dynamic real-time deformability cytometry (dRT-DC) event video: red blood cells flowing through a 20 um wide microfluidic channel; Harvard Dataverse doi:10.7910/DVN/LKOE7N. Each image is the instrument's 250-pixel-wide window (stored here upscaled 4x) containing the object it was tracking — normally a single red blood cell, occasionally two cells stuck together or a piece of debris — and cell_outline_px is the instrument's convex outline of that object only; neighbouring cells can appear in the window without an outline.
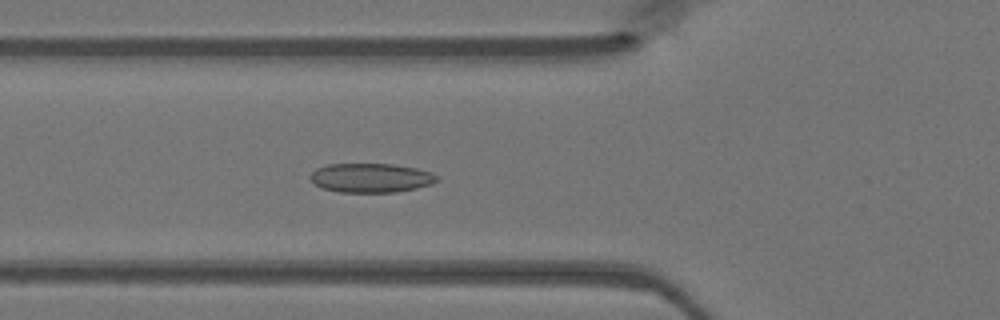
{"species": "Egyptian fruit bat (a non-hibernating species)", "species_latin": "Rousettus aegyptiacus", "temperature_condition": "warm", "stored_images_in_passage": 47, "camera_frame_rate_fps": 3000, "um_per_image_px": 0.085, "animal": {"sex": "female"}, "frame": {"image": 1, "passage_image": 16, "time_ms": 5.0, "image_size_px": [1000, 320], "cell_outline_px": [[440, 180], [432, 184], [416, 188], [396, 192], [340, 192], [324, 188], [316, 184], [308, 176], [316, 168], [328, 164], [392, 164], [416, 168], [432, 172], [440, 176]], "centroid_in_image_um": [31.58, 15.11], "position_along_channel_um": 94.2, "area_um2": 21.62}}
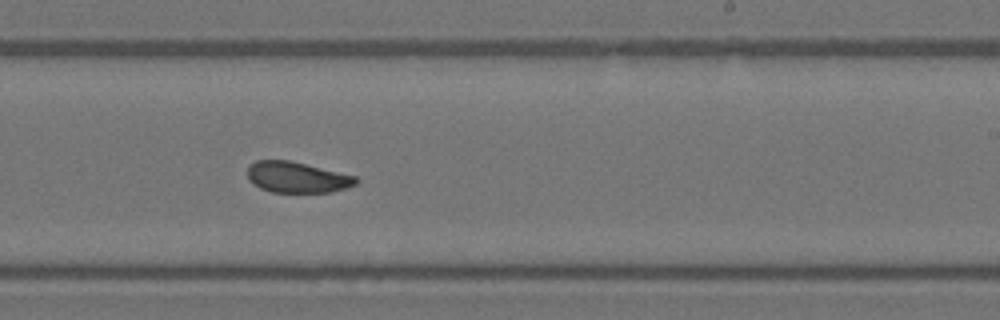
{"frame": {"image": 2, "passage_image": 28, "time_ms": 9.0, "image_size_px": [1000, 320], "cell_outline_px": [[360, 180], [356, 184], [332, 192], [272, 192], [260, 188], [252, 184], [248, 180], [248, 164], [256, 160], [288, 160], [356, 176]], "centroid_in_image_um": [25.21, 15.07], "position_along_channel_um": 263.8, "area_um2": 19.54}}
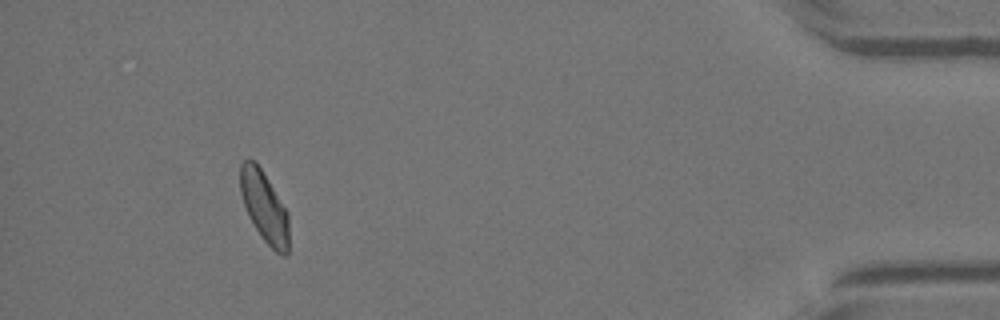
{"frame": {"image": 3, "passage_image": 43, "time_ms": 14.0, "image_size_px": [1000, 320], "cell_outline_px": [[288, 256], [284, 256], [276, 252], [264, 240], [248, 216], [240, 192], [240, 164], [244, 160], [252, 160], [260, 168], [288, 212]], "centroid_in_image_um": [22.47, 17.61], "position_along_channel_um": 412.7, "area_um2": 19.71}}